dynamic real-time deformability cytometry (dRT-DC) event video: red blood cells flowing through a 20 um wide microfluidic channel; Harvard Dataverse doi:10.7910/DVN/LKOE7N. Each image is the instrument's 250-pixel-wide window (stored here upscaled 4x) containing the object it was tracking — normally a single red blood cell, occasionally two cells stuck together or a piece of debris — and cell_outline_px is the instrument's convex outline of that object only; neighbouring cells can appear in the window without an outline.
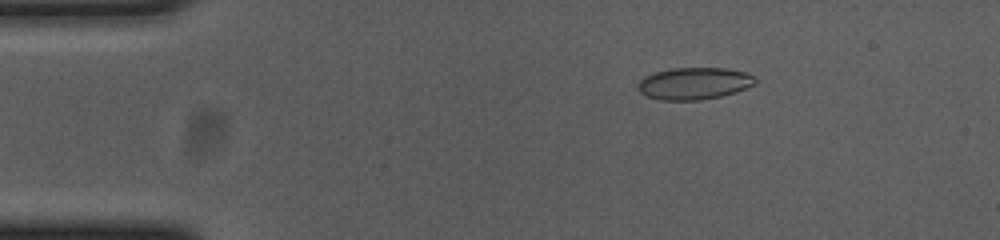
{"species": "common noctule bat (a hibernating species)", "species_latin": "Nyctalus noctula", "temperature_condition": "cold", "stored_images_in_passage": 55, "camera_frame_rate_fps": 3000, "um_per_image_px": 0.085, "animal": {"sex": "female", "body_mass_g": 23.0, "forearm_length_mm": 53.4}, "frame": {"image": 1, "passage_image": 9, "time_ms": 2.667, "image_size_px": [1000, 240], "cell_outline_px": [[756, 84], [736, 92], [720, 96], [700, 100], [660, 100], [648, 96], [640, 92], [636, 88], [640, 80], [644, 76], [656, 72], [672, 68], [728, 68], [744, 72], [752, 76], [756, 80]], "centroid_in_image_um": [58.99, 7.09], "position_along_channel_um": 26.0, "area_um2": 21.85}}
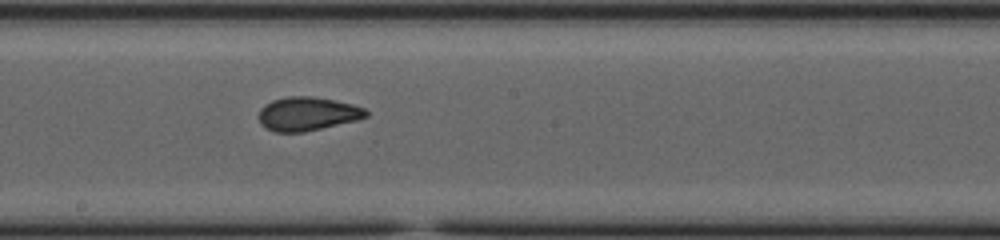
{"frame": {"image": 2, "passage_image": 30, "time_ms": 9.667, "image_size_px": [1000, 240], "cell_outline_px": [[368, 116], [360, 120], [304, 132], [276, 132], [264, 128], [260, 124], [260, 108], [264, 104], [272, 100], [288, 96], [312, 96], [352, 104], [364, 108], [368, 112]], "centroid_in_image_um": [26.14, 9.68], "position_along_channel_um": 222.1, "area_um2": 21.21}}
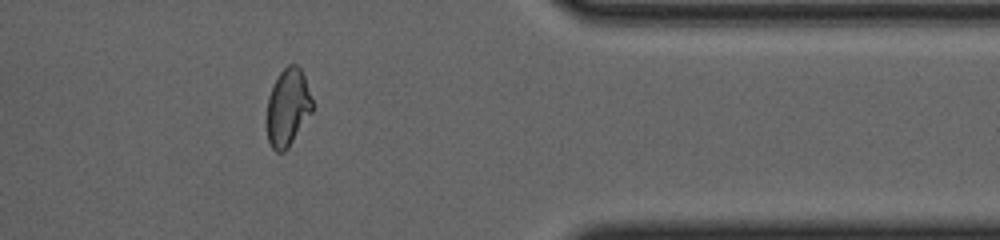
{"frame": {"image": 3, "passage_image": 45, "time_ms": 14.667, "image_size_px": [1000, 240], "cell_outline_px": [[312, 112], [288, 148], [284, 152], [276, 152], [272, 148], [268, 140], [268, 96], [272, 84], [280, 72], [288, 64], [296, 64], [300, 68], [304, 76], [312, 100]], "centroid_in_image_um": [24.46, 9.12], "position_along_channel_um": 386.9, "area_um2": 20.35}, "authors_computed_cell_mechanics": {"area_um2": 21.2126, "velocity_mm_per_s": 3.6949, "shape_relaxation_time_tau1_ms": 9.8224, "shape_relaxation_time_tau2_ms": 1.537, "deformation_change_tau1": 0.2305, "deformation_change_tau2": 0.0577}}